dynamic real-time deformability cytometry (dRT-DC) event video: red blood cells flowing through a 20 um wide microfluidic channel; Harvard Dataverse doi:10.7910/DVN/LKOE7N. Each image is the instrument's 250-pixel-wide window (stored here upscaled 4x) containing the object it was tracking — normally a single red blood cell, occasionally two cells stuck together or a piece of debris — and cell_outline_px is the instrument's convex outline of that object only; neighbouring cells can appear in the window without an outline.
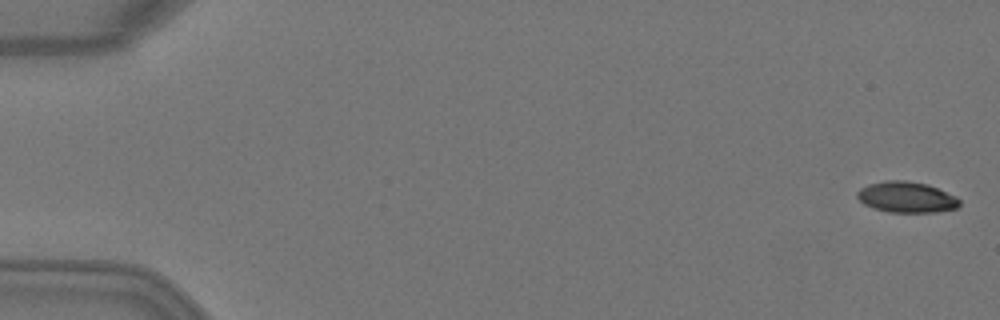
{"species": "Egyptian fruit bat (a non-hibernating species)", "species_latin": "Rousettus aegyptiacus", "temperature_condition": "warm", "stored_images_in_passage": 5, "camera_frame_rate_fps": 3000, "um_per_image_px": 0.085, "animal": {"sex": "female"}, "frame": {"image": 1, "passage_image": 1, "time_ms": 0.0, "image_size_px": [1000, 320], "cell_outline_px": [[960, 204], [956, 208], [936, 212], [888, 212], [872, 208], [864, 204], [856, 196], [856, 192], [860, 188], [868, 184], [884, 180], [904, 180], [928, 184], [956, 196], [960, 200]], "centroid_in_image_um": [77.03, 16.75], "position_along_channel_um": 8.0, "area_um2": 18.55}}
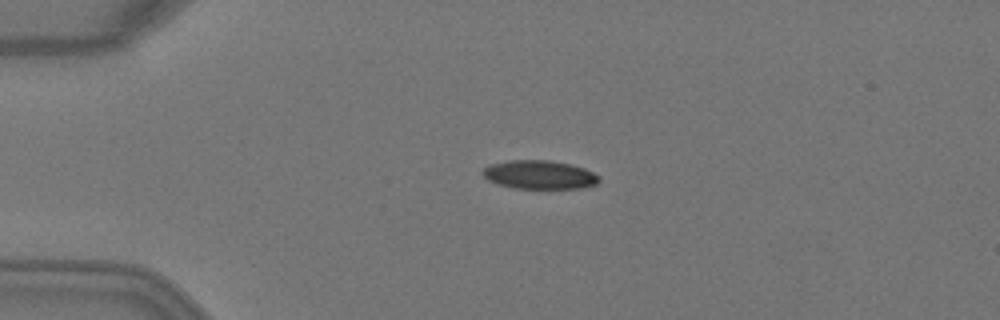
{"frame": {"image": 2, "passage_image": 4, "time_ms": 1.0, "image_size_px": [1000, 320], "cell_outline_px": [[600, 180], [596, 184], [580, 188], [512, 188], [488, 180], [480, 172], [488, 164], [508, 160], [548, 160], [568, 164], [584, 168], [600, 176]], "centroid_in_image_um": [45.82, 14.84], "position_along_channel_um": 39.2, "area_um2": 19.36}}